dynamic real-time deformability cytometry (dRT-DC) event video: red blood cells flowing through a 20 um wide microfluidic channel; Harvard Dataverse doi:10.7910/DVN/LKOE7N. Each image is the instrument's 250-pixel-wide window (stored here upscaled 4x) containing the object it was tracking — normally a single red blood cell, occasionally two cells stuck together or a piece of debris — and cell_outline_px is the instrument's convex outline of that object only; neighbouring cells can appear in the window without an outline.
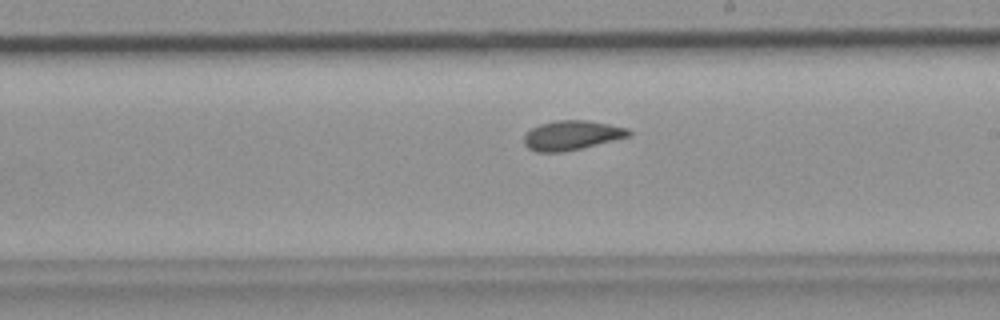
{"species": "common noctule bat (a hibernating species)", "species_latin": "Nyctalus noctula", "temperature_condition": "room temperature", "stored_images_in_passage": 24, "camera_frame_rate_fps": 3000, "um_per_image_px": 0.085, "animal": {"sex": "female", "body_mass_g": 19.9}, "frame": {"image": 1, "passage_image": 14, "time_ms": 4.333, "image_size_px": [1000, 320], "cell_outline_px": [[632, 132], [628, 136], [580, 148], [560, 152], [536, 152], [528, 148], [524, 144], [524, 136], [532, 128], [540, 124], [556, 120], [588, 120], [628, 128]], "centroid_in_image_um": [48.56, 11.49], "position_along_channel_um": 240.4, "area_um2": 17.69}}